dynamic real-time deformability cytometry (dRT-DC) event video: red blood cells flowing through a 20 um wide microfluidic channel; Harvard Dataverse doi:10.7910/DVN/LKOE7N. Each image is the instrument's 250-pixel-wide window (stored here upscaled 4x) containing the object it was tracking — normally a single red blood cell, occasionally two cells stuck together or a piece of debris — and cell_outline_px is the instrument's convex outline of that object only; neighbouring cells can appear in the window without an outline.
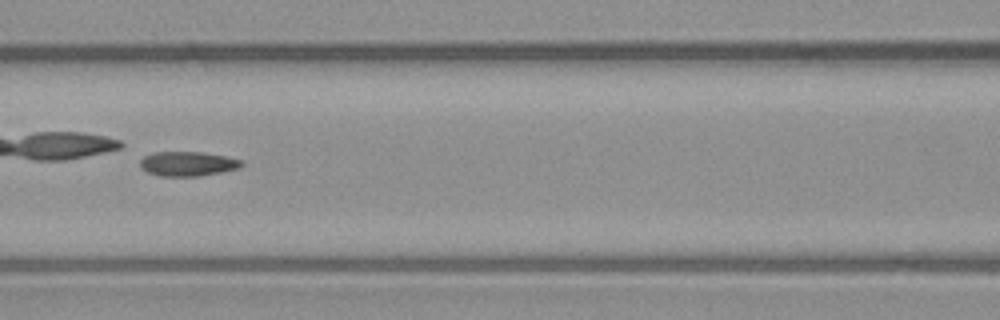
{"species": "common noctule bat (a hibernating species)", "species_latin": "Nyctalus noctula", "temperature_condition": "warm", "stored_images_in_passage": 53, "camera_frame_rate_fps": 3000, "um_per_image_px": 0.085, "animal": {"sex": "male", "body_mass_g": 23.1, "forearm_length_mm": 52.7}, "frame": {"image": 1, "passage_image": 23, "time_ms": 7.333, "image_size_px": [1000, 320], "cell_outline_px": [[244, 164], [240, 168], [200, 176], [160, 176], [148, 172], [140, 168], [140, 160], [144, 156], [152, 152], [200, 152], [224, 156], [240, 160]], "centroid_in_image_um": [15.92, 13.92], "position_along_channel_um": 150.7, "area_um2": 14.45}, "authors_computed_cell_mechanics": {"area_um2": 14.9124, "velocity_mm_per_s": 3.7294, "shape_relaxation_time_tau1_ms": 0.9465, "shape_relaxation_time_tau2_ms": 4.78, "deformation_change_tau1": 0.2381, "deformation_change_tau2": 0.0771}}